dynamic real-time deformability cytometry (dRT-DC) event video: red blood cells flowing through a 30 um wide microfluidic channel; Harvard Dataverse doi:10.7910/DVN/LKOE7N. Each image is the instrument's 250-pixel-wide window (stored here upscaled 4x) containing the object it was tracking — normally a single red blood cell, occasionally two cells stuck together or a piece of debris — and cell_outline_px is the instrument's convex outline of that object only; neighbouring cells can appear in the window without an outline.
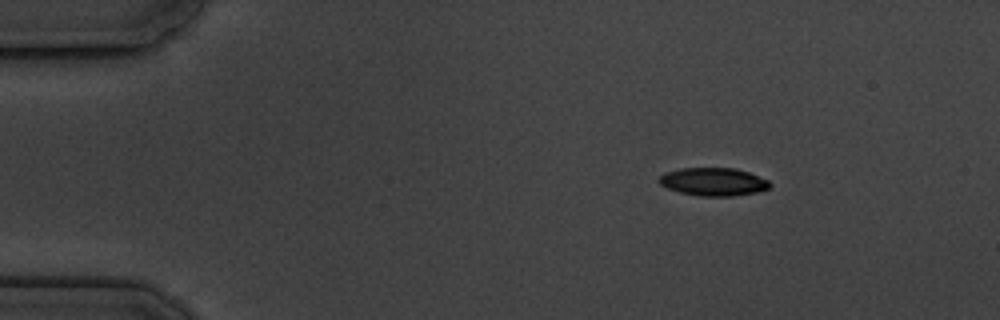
{"species": "common noctule bat (a hibernating species)", "species_latin": "Nyctalus noctula", "temperature_condition": "cold", "stored_images_in_passage": 4, "camera_frame_rate_fps": 3000, "um_per_image_px": 0.085, "animal": {"sex": "male", "body_mass_g": 19.5, "forearm_length_mm": 54.6}, "frame": {"image": 1, "passage_image": 1, "time_ms": 0.0, "image_size_px": [1000, 320], "cell_outline_px": [[772, 184], [768, 188], [756, 192], [732, 196], [696, 196], [680, 192], [668, 188], [660, 184], [656, 180], [664, 172], [680, 168], [736, 168], [748, 172], [768, 180]], "centroid_in_image_um": [60.6, 15.44], "position_along_channel_um": 24.4, "area_um2": 18.15}}